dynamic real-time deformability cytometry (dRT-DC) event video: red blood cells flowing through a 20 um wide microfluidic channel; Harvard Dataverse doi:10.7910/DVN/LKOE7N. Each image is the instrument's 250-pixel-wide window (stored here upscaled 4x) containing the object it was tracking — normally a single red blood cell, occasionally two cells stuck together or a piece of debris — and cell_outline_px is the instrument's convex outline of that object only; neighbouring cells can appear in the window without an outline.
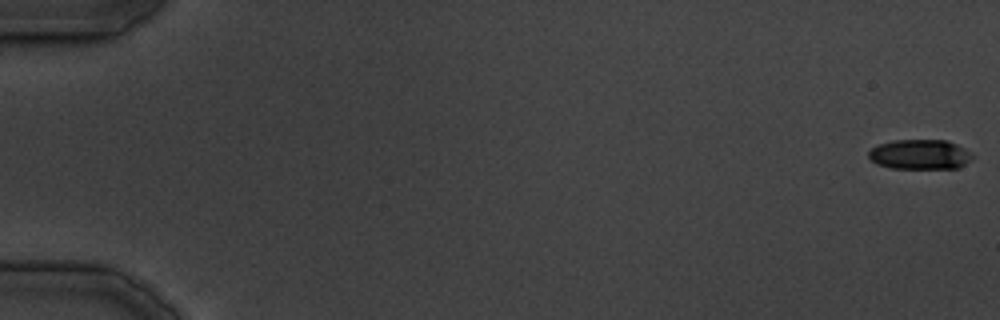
{"species": "common noctule bat (a hibernating species)", "species_latin": "Nyctalus noctula", "temperature_condition": "cold", "stored_images_in_passage": 13, "camera_frame_rate_fps": 3000, "um_per_image_px": 0.085, "animal": {"sex": "male", "body_mass_g": 19.5, "forearm_length_mm": 54.6}, "frame": {"image": 1, "passage_image": 1, "time_ms": 0.0, "image_size_px": [1000, 320], "cell_outline_px": [[976, 156], [964, 164], [956, 168], [892, 168], [876, 164], [868, 156], [868, 152], [872, 148], [880, 144], [892, 140], [944, 140], [956, 144], [964, 148]], "centroid_in_image_um": [78.19, 13.12], "position_along_channel_um": 6.8, "area_um2": 17.98}}
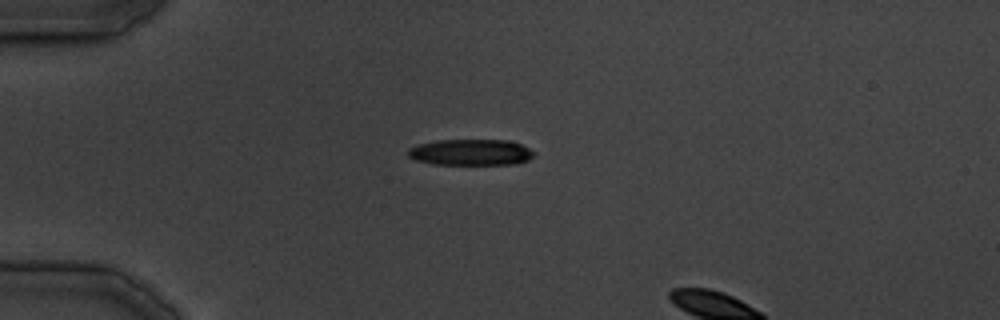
{"frame": {"image": 2, "passage_image": 11, "time_ms": 12.333, "image_size_px": [1000, 320], "cell_outline_px": [[536, 156], [528, 160], [516, 164], [432, 164], [416, 160], [408, 156], [408, 148], [420, 144], [436, 140], [508, 140], [520, 144], [536, 152]], "centroid_in_image_um": [40.05, 12.94], "position_along_channel_um": 45.0, "area_um2": 19.25}}